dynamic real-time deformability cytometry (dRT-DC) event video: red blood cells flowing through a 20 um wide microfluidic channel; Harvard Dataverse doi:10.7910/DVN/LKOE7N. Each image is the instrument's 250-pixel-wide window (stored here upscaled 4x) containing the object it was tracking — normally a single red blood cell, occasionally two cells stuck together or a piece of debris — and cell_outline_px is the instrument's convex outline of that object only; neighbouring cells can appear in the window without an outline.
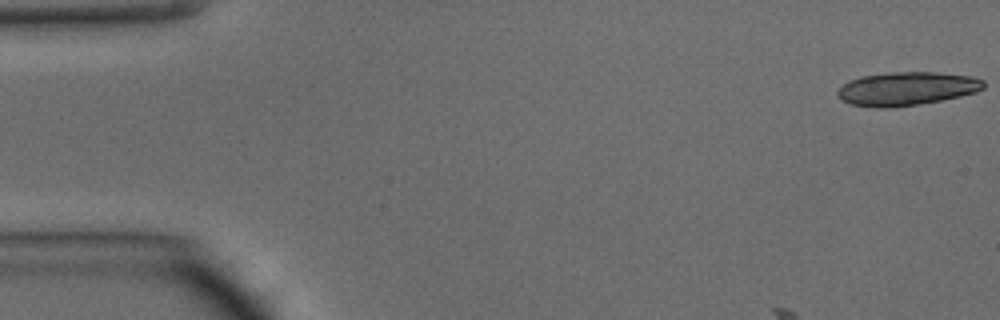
{"species": "common noctule bat (a hibernating species)", "species_latin": "Nyctalus noctula", "temperature_condition": "warm", "stored_images_in_passage": 47, "camera_frame_rate_fps": 3000, "um_per_image_px": 0.085, "animal": {"sex": "male", "body_mass_g": 15.6}, "frame": {"image": 1, "passage_image": 1, "time_ms": 0.0, "image_size_px": [1000, 320], "cell_outline_px": [[984, 88], [976, 92], [960, 96], [920, 104], [888, 108], [876, 108], [848, 104], [840, 100], [836, 96], [836, 92], [848, 80], [860, 76], [888, 72], [936, 72], [972, 76], [984, 80]], "centroid_in_image_um": [77.02, 7.54], "position_along_channel_um": 8.0, "area_um2": 28.84}}